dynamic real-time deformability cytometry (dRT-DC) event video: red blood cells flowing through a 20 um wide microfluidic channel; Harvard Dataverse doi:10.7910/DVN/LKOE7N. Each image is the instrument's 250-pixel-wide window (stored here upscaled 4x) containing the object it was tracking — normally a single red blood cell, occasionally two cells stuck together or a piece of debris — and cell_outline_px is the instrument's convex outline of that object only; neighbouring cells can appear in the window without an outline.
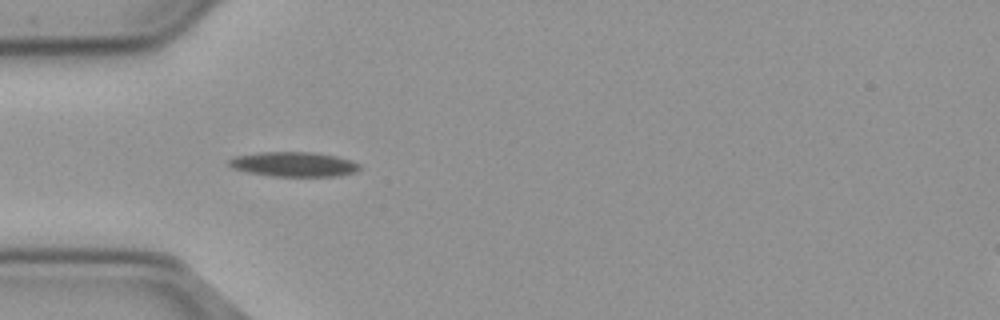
{"species": "common noctule bat (a hibernating species)", "species_latin": "Nyctalus noctula", "temperature_condition": "cold", "stored_images_in_passage": 45, "camera_frame_rate_fps": 3000, "um_per_image_px": 0.085, "animal": {"sex": "male", "body_mass_g": 23.1, "forearm_length_mm": 52.7}, "frame": {"image": 1, "passage_image": 6, "time_ms": 1.667, "image_size_px": [1000, 320], "cell_outline_px": [[360, 168], [356, 172], [336, 176], [272, 176], [248, 172], [236, 168], [228, 164], [228, 160], [236, 156], [260, 152], [316, 152], [336, 156], [360, 164]], "centroid_in_image_um": [24.99, 13.96], "position_along_channel_um": 60.0, "area_um2": 18.61}}
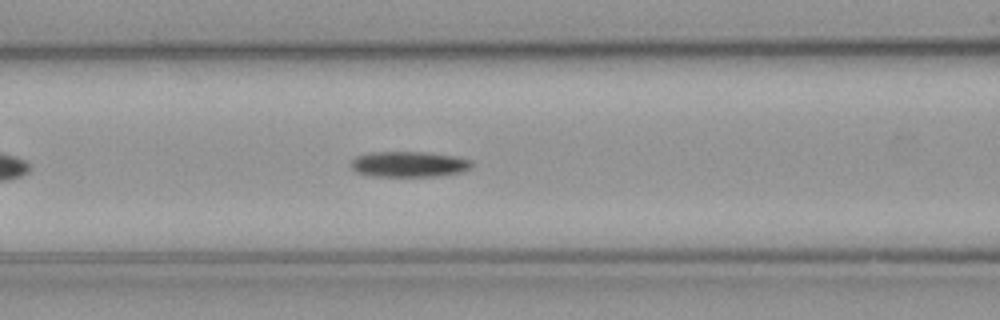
{"frame": {"image": 2, "passage_image": 12, "time_ms": 3.667, "image_size_px": [1000, 320], "cell_outline_px": [[472, 164], [468, 168], [460, 172], [436, 176], [372, 176], [356, 172], [352, 168], [352, 160], [356, 156], [368, 152], [424, 152], [456, 156], [472, 160]], "centroid_in_image_um": [34.74, 13.95], "position_along_channel_um": 131.9, "area_um2": 17.92}}
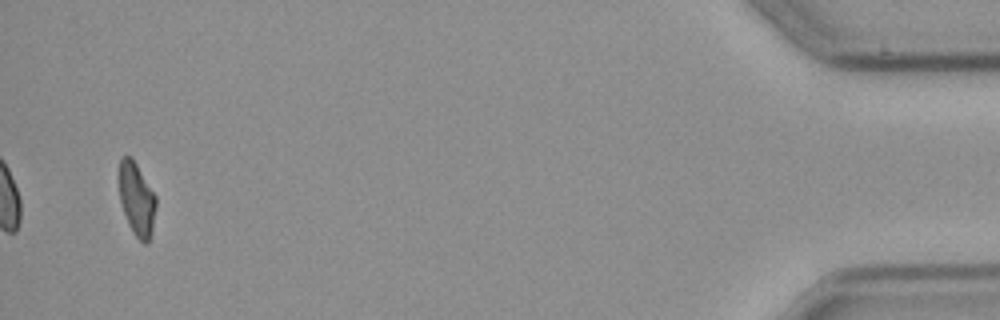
{"frame": {"image": 3, "passage_image": 43, "time_ms": 14.0, "image_size_px": [1000, 320], "cell_outline_px": [[156, 208], [152, 236], [148, 244], [144, 244], [132, 232], [128, 224], [120, 200], [120, 160], [124, 156], [132, 156], [156, 196]], "centroid_in_image_um": [11.65, 16.98], "position_along_channel_um": 423.5, "area_um2": 15.78}, "authors_computed_cell_mechanics": {"area_um2": 17.5712, "velocity_mm_per_s": 3.6817, "shape_relaxation_time_tau1_ms": 4.6121, "shape_relaxation_time_tau2_ms": null, "deformation_change_tau1": 0.1757, "deformation_change_tau2": null}}